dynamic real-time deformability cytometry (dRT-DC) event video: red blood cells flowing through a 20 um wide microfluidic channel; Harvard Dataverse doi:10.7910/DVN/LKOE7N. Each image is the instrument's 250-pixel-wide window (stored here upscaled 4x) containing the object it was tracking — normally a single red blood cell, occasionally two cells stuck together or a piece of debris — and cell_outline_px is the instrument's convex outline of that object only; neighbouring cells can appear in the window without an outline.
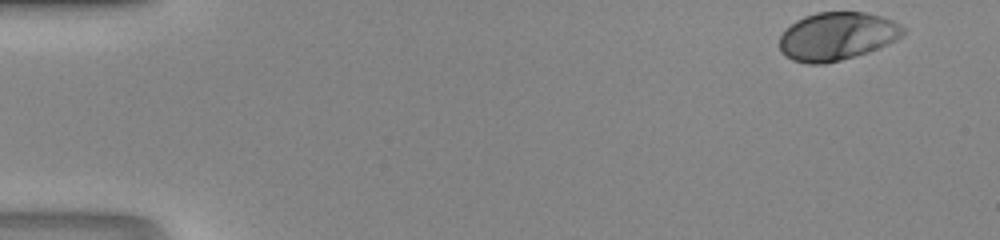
{"species": "human", "species_latin": "Homo sapiens", "temperature_condition": "room temperature", "stored_images_in_passage": 39, "camera_frame_rate_fps": 3000, "um_per_image_px": 0.085, "donor": {"sex": "male"}, "frame": {"image": 1, "passage_image": 1, "time_ms": 0.0, "image_size_px": [1000, 240], "cell_outline_px": [[904, 32], [896, 40], [868, 52], [840, 60], [824, 64], [808, 64], [792, 60], [784, 56], [780, 52], [780, 36], [796, 20], [804, 16], [816, 12], [864, 12], [880, 16], [892, 20], [900, 24], [904, 28]], "centroid_in_image_um": [71.12, 3.09], "position_along_channel_um": 13.9, "area_um2": 34.51}}
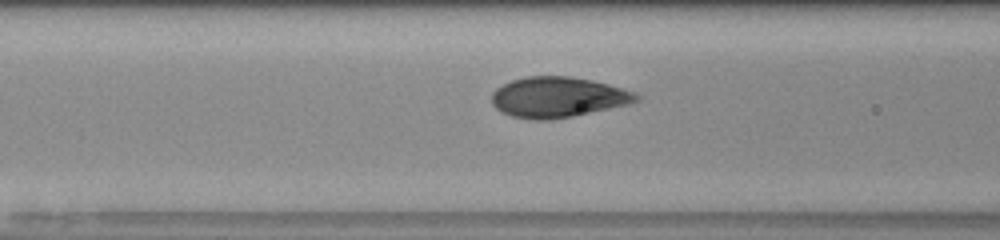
{"frame": {"image": 2, "passage_image": 18, "time_ms": 5.667, "image_size_px": [1000, 240], "cell_outline_px": [[640, 100], [628, 104], [572, 116], [548, 120], [532, 120], [512, 116], [500, 112], [492, 104], [492, 92], [496, 88], [512, 80], [524, 76], [568, 76], [592, 80], [624, 88], [636, 92], [640, 96]], "centroid_in_image_um": [47.41, 8.26], "position_along_channel_um": 119.2, "area_um2": 34.16}}
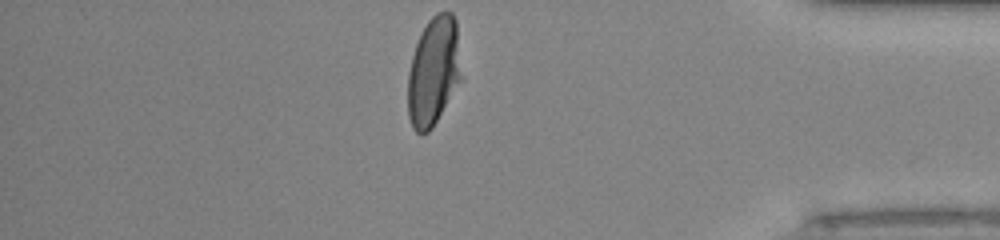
{"frame": {"image": 3, "passage_image": 39, "time_ms": 12.667, "image_size_px": [1000, 240], "cell_outline_px": [[460, 80], [432, 128], [428, 132], [420, 136], [412, 128], [408, 116], [408, 72], [412, 56], [416, 44], [428, 20], [436, 12], [452, 12], [456, 20], [460, 76]], "centroid_in_image_um": [36.81, 6.09], "position_along_channel_um": 398.4, "area_um2": 33.47}}